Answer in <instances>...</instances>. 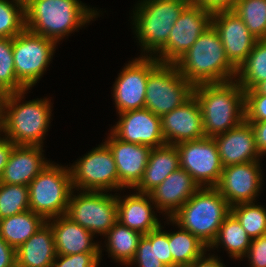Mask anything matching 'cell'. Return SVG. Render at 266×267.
<instances>
[{
    "label": "cell",
    "instance_id": "cell-16",
    "mask_svg": "<svg viewBox=\"0 0 266 267\" xmlns=\"http://www.w3.org/2000/svg\"><path fill=\"white\" fill-rule=\"evenodd\" d=\"M110 131L121 141L156 148L166 144L161 117L146 108L119 114V120Z\"/></svg>",
    "mask_w": 266,
    "mask_h": 267
},
{
    "label": "cell",
    "instance_id": "cell-34",
    "mask_svg": "<svg viewBox=\"0 0 266 267\" xmlns=\"http://www.w3.org/2000/svg\"><path fill=\"white\" fill-rule=\"evenodd\" d=\"M25 28V2L0 0V38H14Z\"/></svg>",
    "mask_w": 266,
    "mask_h": 267
},
{
    "label": "cell",
    "instance_id": "cell-3",
    "mask_svg": "<svg viewBox=\"0 0 266 267\" xmlns=\"http://www.w3.org/2000/svg\"><path fill=\"white\" fill-rule=\"evenodd\" d=\"M179 73L194 87L236 79L237 68L226 56L216 29L211 25L174 63Z\"/></svg>",
    "mask_w": 266,
    "mask_h": 267
},
{
    "label": "cell",
    "instance_id": "cell-22",
    "mask_svg": "<svg viewBox=\"0 0 266 267\" xmlns=\"http://www.w3.org/2000/svg\"><path fill=\"white\" fill-rule=\"evenodd\" d=\"M46 222L53 230L57 255L79 253L102 254L101 243L94 241L95 235L76 222H73L66 215L53 217L46 220Z\"/></svg>",
    "mask_w": 266,
    "mask_h": 267
},
{
    "label": "cell",
    "instance_id": "cell-28",
    "mask_svg": "<svg viewBox=\"0 0 266 267\" xmlns=\"http://www.w3.org/2000/svg\"><path fill=\"white\" fill-rule=\"evenodd\" d=\"M142 234L134 231L118 221L103 236L105 237V247L108 257H112L115 262L128 267L133 260ZM107 241V242H106Z\"/></svg>",
    "mask_w": 266,
    "mask_h": 267
},
{
    "label": "cell",
    "instance_id": "cell-13",
    "mask_svg": "<svg viewBox=\"0 0 266 267\" xmlns=\"http://www.w3.org/2000/svg\"><path fill=\"white\" fill-rule=\"evenodd\" d=\"M180 167L186 170L200 187H215L223 170L217 144L212 137H203L176 145Z\"/></svg>",
    "mask_w": 266,
    "mask_h": 267
},
{
    "label": "cell",
    "instance_id": "cell-12",
    "mask_svg": "<svg viewBox=\"0 0 266 267\" xmlns=\"http://www.w3.org/2000/svg\"><path fill=\"white\" fill-rule=\"evenodd\" d=\"M212 16L213 12L190 2L173 25L167 44L154 57L160 63H175L212 25Z\"/></svg>",
    "mask_w": 266,
    "mask_h": 267
},
{
    "label": "cell",
    "instance_id": "cell-35",
    "mask_svg": "<svg viewBox=\"0 0 266 267\" xmlns=\"http://www.w3.org/2000/svg\"><path fill=\"white\" fill-rule=\"evenodd\" d=\"M29 187L0 183V219L29 210Z\"/></svg>",
    "mask_w": 266,
    "mask_h": 267
},
{
    "label": "cell",
    "instance_id": "cell-5",
    "mask_svg": "<svg viewBox=\"0 0 266 267\" xmlns=\"http://www.w3.org/2000/svg\"><path fill=\"white\" fill-rule=\"evenodd\" d=\"M133 9L132 25L141 55L154 57L166 44L173 25L190 0H139ZM135 10V11H134Z\"/></svg>",
    "mask_w": 266,
    "mask_h": 267
},
{
    "label": "cell",
    "instance_id": "cell-26",
    "mask_svg": "<svg viewBox=\"0 0 266 267\" xmlns=\"http://www.w3.org/2000/svg\"><path fill=\"white\" fill-rule=\"evenodd\" d=\"M56 257L53 230L47 222L16 249V262L27 267H52Z\"/></svg>",
    "mask_w": 266,
    "mask_h": 267
},
{
    "label": "cell",
    "instance_id": "cell-20",
    "mask_svg": "<svg viewBox=\"0 0 266 267\" xmlns=\"http://www.w3.org/2000/svg\"><path fill=\"white\" fill-rule=\"evenodd\" d=\"M200 188L192 176L181 167L173 171L149 194L158 213H164L166 220ZM160 211V212H159ZM166 214V215H165Z\"/></svg>",
    "mask_w": 266,
    "mask_h": 267
},
{
    "label": "cell",
    "instance_id": "cell-15",
    "mask_svg": "<svg viewBox=\"0 0 266 267\" xmlns=\"http://www.w3.org/2000/svg\"><path fill=\"white\" fill-rule=\"evenodd\" d=\"M260 163L261 161H253L223 167L215 188L231 207L240 203L257 202L256 197L261 193L264 182Z\"/></svg>",
    "mask_w": 266,
    "mask_h": 267
},
{
    "label": "cell",
    "instance_id": "cell-38",
    "mask_svg": "<svg viewBox=\"0 0 266 267\" xmlns=\"http://www.w3.org/2000/svg\"><path fill=\"white\" fill-rule=\"evenodd\" d=\"M166 267L157 258L156 243H151L144 235L139 241L135 256L128 266Z\"/></svg>",
    "mask_w": 266,
    "mask_h": 267
},
{
    "label": "cell",
    "instance_id": "cell-6",
    "mask_svg": "<svg viewBox=\"0 0 266 267\" xmlns=\"http://www.w3.org/2000/svg\"><path fill=\"white\" fill-rule=\"evenodd\" d=\"M230 213V204L215 187H200L171 219L209 248Z\"/></svg>",
    "mask_w": 266,
    "mask_h": 267
},
{
    "label": "cell",
    "instance_id": "cell-32",
    "mask_svg": "<svg viewBox=\"0 0 266 267\" xmlns=\"http://www.w3.org/2000/svg\"><path fill=\"white\" fill-rule=\"evenodd\" d=\"M232 11L243 20L255 39H266V0H237Z\"/></svg>",
    "mask_w": 266,
    "mask_h": 267
},
{
    "label": "cell",
    "instance_id": "cell-25",
    "mask_svg": "<svg viewBox=\"0 0 266 267\" xmlns=\"http://www.w3.org/2000/svg\"><path fill=\"white\" fill-rule=\"evenodd\" d=\"M178 168L180 161L176 145L164 144L152 148L143 177L134 191L149 194Z\"/></svg>",
    "mask_w": 266,
    "mask_h": 267
},
{
    "label": "cell",
    "instance_id": "cell-21",
    "mask_svg": "<svg viewBox=\"0 0 266 267\" xmlns=\"http://www.w3.org/2000/svg\"><path fill=\"white\" fill-rule=\"evenodd\" d=\"M213 138L223 167L262 159L256 146L254 131L246 120Z\"/></svg>",
    "mask_w": 266,
    "mask_h": 267
},
{
    "label": "cell",
    "instance_id": "cell-47",
    "mask_svg": "<svg viewBox=\"0 0 266 267\" xmlns=\"http://www.w3.org/2000/svg\"><path fill=\"white\" fill-rule=\"evenodd\" d=\"M259 94L266 95V80L260 82L255 88H254Z\"/></svg>",
    "mask_w": 266,
    "mask_h": 267
},
{
    "label": "cell",
    "instance_id": "cell-39",
    "mask_svg": "<svg viewBox=\"0 0 266 267\" xmlns=\"http://www.w3.org/2000/svg\"><path fill=\"white\" fill-rule=\"evenodd\" d=\"M161 225L156 230L150 231L144 236L151 242L156 243L157 258L166 267H173V258L169 247V232L163 230Z\"/></svg>",
    "mask_w": 266,
    "mask_h": 267
},
{
    "label": "cell",
    "instance_id": "cell-36",
    "mask_svg": "<svg viewBox=\"0 0 266 267\" xmlns=\"http://www.w3.org/2000/svg\"><path fill=\"white\" fill-rule=\"evenodd\" d=\"M24 90L26 88L16 78L13 38H0V92L8 94Z\"/></svg>",
    "mask_w": 266,
    "mask_h": 267
},
{
    "label": "cell",
    "instance_id": "cell-30",
    "mask_svg": "<svg viewBox=\"0 0 266 267\" xmlns=\"http://www.w3.org/2000/svg\"><path fill=\"white\" fill-rule=\"evenodd\" d=\"M167 222V224H175L179 229L176 232H169V247L173 258V267L187 266L208 251L205 244L189 231L178 226L171 218H168Z\"/></svg>",
    "mask_w": 266,
    "mask_h": 267
},
{
    "label": "cell",
    "instance_id": "cell-18",
    "mask_svg": "<svg viewBox=\"0 0 266 267\" xmlns=\"http://www.w3.org/2000/svg\"><path fill=\"white\" fill-rule=\"evenodd\" d=\"M166 144L177 145L205 137L203 118L198 100L192 95L181 106L161 117Z\"/></svg>",
    "mask_w": 266,
    "mask_h": 267
},
{
    "label": "cell",
    "instance_id": "cell-11",
    "mask_svg": "<svg viewBox=\"0 0 266 267\" xmlns=\"http://www.w3.org/2000/svg\"><path fill=\"white\" fill-rule=\"evenodd\" d=\"M74 191L65 215L95 236H104L117 222V193Z\"/></svg>",
    "mask_w": 266,
    "mask_h": 267
},
{
    "label": "cell",
    "instance_id": "cell-1",
    "mask_svg": "<svg viewBox=\"0 0 266 267\" xmlns=\"http://www.w3.org/2000/svg\"><path fill=\"white\" fill-rule=\"evenodd\" d=\"M97 10L79 0H27L25 27L60 44L64 37L98 18Z\"/></svg>",
    "mask_w": 266,
    "mask_h": 267
},
{
    "label": "cell",
    "instance_id": "cell-41",
    "mask_svg": "<svg viewBox=\"0 0 266 267\" xmlns=\"http://www.w3.org/2000/svg\"><path fill=\"white\" fill-rule=\"evenodd\" d=\"M244 257L250 261L249 267H266V235L253 238Z\"/></svg>",
    "mask_w": 266,
    "mask_h": 267
},
{
    "label": "cell",
    "instance_id": "cell-42",
    "mask_svg": "<svg viewBox=\"0 0 266 267\" xmlns=\"http://www.w3.org/2000/svg\"><path fill=\"white\" fill-rule=\"evenodd\" d=\"M190 2L195 6L216 12L220 10H232L237 0H190Z\"/></svg>",
    "mask_w": 266,
    "mask_h": 267
},
{
    "label": "cell",
    "instance_id": "cell-19",
    "mask_svg": "<svg viewBox=\"0 0 266 267\" xmlns=\"http://www.w3.org/2000/svg\"><path fill=\"white\" fill-rule=\"evenodd\" d=\"M105 139L114 156L120 190L134 189L141 181L152 148L121 141L111 131Z\"/></svg>",
    "mask_w": 266,
    "mask_h": 267
},
{
    "label": "cell",
    "instance_id": "cell-14",
    "mask_svg": "<svg viewBox=\"0 0 266 267\" xmlns=\"http://www.w3.org/2000/svg\"><path fill=\"white\" fill-rule=\"evenodd\" d=\"M158 63L155 57L140 56L123 66L112 87L118 114L144 108L149 72Z\"/></svg>",
    "mask_w": 266,
    "mask_h": 267
},
{
    "label": "cell",
    "instance_id": "cell-29",
    "mask_svg": "<svg viewBox=\"0 0 266 267\" xmlns=\"http://www.w3.org/2000/svg\"><path fill=\"white\" fill-rule=\"evenodd\" d=\"M251 240L236 217L230 213L220 226L217 237L208 248V252L216 248L218 250V247L222 246L231 259L242 261L251 245Z\"/></svg>",
    "mask_w": 266,
    "mask_h": 267
},
{
    "label": "cell",
    "instance_id": "cell-8",
    "mask_svg": "<svg viewBox=\"0 0 266 267\" xmlns=\"http://www.w3.org/2000/svg\"><path fill=\"white\" fill-rule=\"evenodd\" d=\"M193 88L174 63L159 62L149 72L144 108L162 117L188 100Z\"/></svg>",
    "mask_w": 266,
    "mask_h": 267
},
{
    "label": "cell",
    "instance_id": "cell-27",
    "mask_svg": "<svg viewBox=\"0 0 266 267\" xmlns=\"http://www.w3.org/2000/svg\"><path fill=\"white\" fill-rule=\"evenodd\" d=\"M46 220L30 209L4 219H0V237L14 249L35 234Z\"/></svg>",
    "mask_w": 266,
    "mask_h": 267
},
{
    "label": "cell",
    "instance_id": "cell-46",
    "mask_svg": "<svg viewBox=\"0 0 266 267\" xmlns=\"http://www.w3.org/2000/svg\"><path fill=\"white\" fill-rule=\"evenodd\" d=\"M15 144L0 134V178Z\"/></svg>",
    "mask_w": 266,
    "mask_h": 267
},
{
    "label": "cell",
    "instance_id": "cell-2",
    "mask_svg": "<svg viewBox=\"0 0 266 267\" xmlns=\"http://www.w3.org/2000/svg\"><path fill=\"white\" fill-rule=\"evenodd\" d=\"M28 91L4 94L1 134L15 145L43 146L53 104L47 97L22 102Z\"/></svg>",
    "mask_w": 266,
    "mask_h": 267
},
{
    "label": "cell",
    "instance_id": "cell-23",
    "mask_svg": "<svg viewBox=\"0 0 266 267\" xmlns=\"http://www.w3.org/2000/svg\"><path fill=\"white\" fill-rule=\"evenodd\" d=\"M43 147L15 145L0 178V183L28 186L51 162L44 157Z\"/></svg>",
    "mask_w": 266,
    "mask_h": 267
},
{
    "label": "cell",
    "instance_id": "cell-31",
    "mask_svg": "<svg viewBox=\"0 0 266 267\" xmlns=\"http://www.w3.org/2000/svg\"><path fill=\"white\" fill-rule=\"evenodd\" d=\"M245 90L266 80V39L257 40L247 59L237 69L235 79Z\"/></svg>",
    "mask_w": 266,
    "mask_h": 267
},
{
    "label": "cell",
    "instance_id": "cell-4",
    "mask_svg": "<svg viewBox=\"0 0 266 267\" xmlns=\"http://www.w3.org/2000/svg\"><path fill=\"white\" fill-rule=\"evenodd\" d=\"M206 137L237 127L245 120V91L236 80L194 86Z\"/></svg>",
    "mask_w": 266,
    "mask_h": 267
},
{
    "label": "cell",
    "instance_id": "cell-9",
    "mask_svg": "<svg viewBox=\"0 0 266 267\" xmlns=\"http://www.w3.org/2000/svg\"><path fill=\"white\" fill-rule=\"evenodd\" d=\"M69 170L73 189L76 191L120 190L114 156L105 142L77 159Z\"/></svg>",
    "mask_w": 266,
    "mask_h": 267
},
{
    "label": "cell",
    "instance_id": "cell-49",
    "mask_svg": "<svg viewBox=\"0 0 266 267\" xmlns=\"http://www.w3.org/2000/svg\"><path fill=\"white\" fill-rule=\"evenodd\" d=\"M14 267H27V266H23L21 264H18L17 262L15 263Z\"/></svg>",
    "mask_w": 266,
    "mask_h": 267
},
{
    "label": "cell",
    "instance_id": "cell-10",
    "mask_svg": "<svg viewBox=\"0 0 266 267\" xmlns=\"http://www.w3.org/2000/svg\"><path fill=\"white\" fill-rule=\"evenodd\" d=\"M57 43L24 29L13 38V58L17 80L31 89L43 77L53 59Z\"/></svg>",
    "mask_w": 266,
    "mask_h": 267
},
{
    "label": "cell",
    "instance_id": "cell-44",
    "mask_svg": "<svg viewBox=\"0 0 266 267\" xmlns=\"http://www.w3.org/2000/svg\"><path fill=\"white\" fill-rule=\"evenodd\" d=\"M15 263L16 249L0 237V267H14Z\"/></svg>",
    "mask_w": 266,
    "mask_h": 267
},
{
    "label": "cell",
    "instance_id": "cell-45",
    "mask_svg": "<svg viewBox=\"0 0 266 267\" xmlns=\"http://www.w3.org/2000/svg\"><path fill=\"white\" fill-rule=\"evenodd\" d=\"M210 254L211 253L207 254L205 252L197 260H194L191 264L184 267H226L225 264H223V261L221 262L220 258H218V256H214L215 254Z\"/></svg>",
    "mask_w": 266,
    "mask_h": 267
},
{
    "label": "cell",
    "instance_id": "cell-37",
    "mask_svg": "<svg viewBox=\"0 0 266 267\" xmlns=\"http://www.w3.org/2000/svg\"><path fill=\"white\" fill-rule=\"evenodd\" d=\"M245 120L266 121V95L259 94L255 89L245 90Z\"/></svg>",
    "mask_w": 266,
    "mask_h": 267
},
{
    "label": "cell",
    "instance_id": "cell-7",
    "mask_svg": "<svg viewBox=\"0 0 266 267\" xmlns=\"http://www.w3.org/2000/svg\"><path fill=\"white\" fill-rule=\"evenodd\" d=\"M28 187L31 211L45 220L66 214L73 191L69 167L50 162Z\"/></svg>",
    "mask_w": 266,
    "mask_h": 267
},
{
    "label": "cell",
    "instance_id": "cell-40",
    "mask_svg": "<svg viewBox=\"0 0 266 267\" xmlns=\"http://www.w3.org/2000/svg\"><path fill=\"white\" fill-rule=\"evenodd\" d=\"M101 257L100 253L57 255L52 267H98Z\"/></svg>",
    "mask_w": 266,
    "mask_h": 267
},
{
    "label": "cell",
    "instance_id": "cell-17",
    "mask_svg": "<svg viewBox=\"0 0 266 267\" xmlns=\"http://www.w3.org/2000/svg\"><path fill=\"white\" fill-rule=\"evenodd\" d=\"M212 25L218 32L227 58L238 69L247 59L257 39L232 10L213 12Z\"/></svg>",
    "mask_w": 266,
    "mask_h": 267
},
{
    "label": "cell",
    "instance_id": "cell-43",
    "mask_svg": "<svg viewBox=\"0 0 266 267\" xmlns=\"http://www.w3.org/2000/svg\"><path fill=\"white\" fill-rule=\"evenodd\" d=\"M254 131L256 146L261 156L266 155V121L248 122Z\"/></svg>",
    "mask_w": 266,
    "mask_h": 267
},
{
    "label": "cell",
    "instance_id": "cell-48",
    "mask_svg": "<svg viewBox=\"0 0 266 267\" xmlns=\"http://www.w3.org/2000/svg\"><path fill=\"white\" fill-rule=\"evenodd\" d=\"M4 94L0 92V133L2 132V102Z\"/></svg>",
    "mask_w": 266,
    "mask_h": 267
},
{
    "label": "cell",
    "instance_id": "cell-24",
    "mask_svg": "<svg viewBox=\"0 0 266 267\" xmlns=\"http://www.w3.org/2000/svg\"><path fill=\"white\" fill-rule=\"evenodd\" d=\"M153 208L156 209V206L150 194L136 191L133 194L118 196L117 193V221L142 235L161 226Z\"/></svg>",
    "mask_w": 266,
    "mask_h": 267
},
{
    "label": "cell",
    "instance_id": "cell-33",
    "mask_svg": "<svg viewBox=\"0 0 266 267\" xmlns=\"http://www.w3.org/2000/svg\"><path fill=\"white\" fill-rule=\"evenodd\" d=\"M231 213L251 239L266 235V208L253 203H240L231 207Z\"/></svg>",
    "mask_w": 266,
    "mask_h": 267
}]
</instances>
